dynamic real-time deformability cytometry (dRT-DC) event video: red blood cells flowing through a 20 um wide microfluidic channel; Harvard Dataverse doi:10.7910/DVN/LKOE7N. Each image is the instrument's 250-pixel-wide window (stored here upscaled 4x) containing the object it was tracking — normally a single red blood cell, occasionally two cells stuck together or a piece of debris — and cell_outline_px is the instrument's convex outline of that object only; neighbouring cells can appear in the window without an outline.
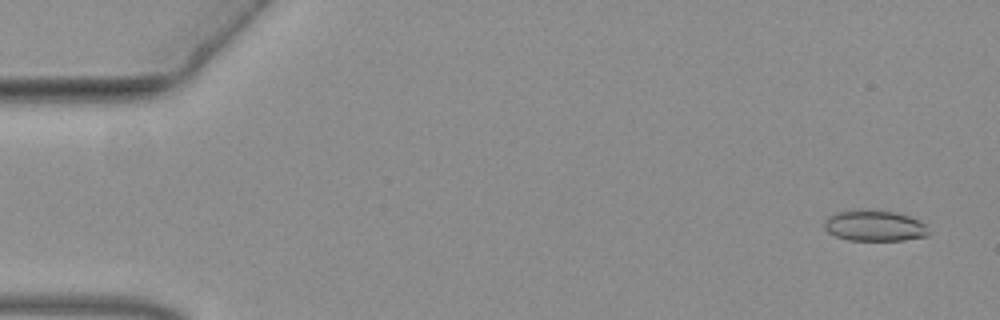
{"species": "common noctule bat (a hibernating species)", "species_latin": "Nyctalus noctula", "temperature_condition": "warm", "stored_images_in_passage": 55, "camera_frame_rate_fps": 3000, "um_per_image_px": 0.085, "animal": {"sex": "female", "body_mass_g": 19.3, "forearm_length_mm": 54.1}, "frame": {"image": 1, "passage_image": 3, "time_ms": 0.667, "image_size_px": [1000, 320], "cell_outline_px": [[928, 236], [904, 240], [848, 240], [836, 236], [828, 232], [824, 228], [824, 220], [828, 216], [836, 212], [864, 208], [868, 208], [896, 212], [920, 220], [924, 224], [928, 232]], "centroid_in_image_um": [74.3, 19.16], "position_along_channel_um": 10.7, "area_um2": 19.07}}
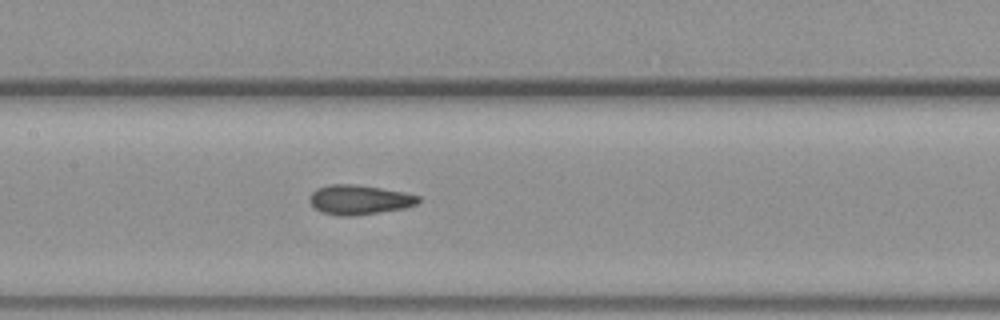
{"frame": {"image": 2, "passage_image": 27, "time_ms": 8.667, "image_size_px": [1000, 320], "cell_outline_px": [[420, 200], [416, 204], [404, 208], [356, 216], [336, 216], [320, 212], [308, 200], [308, 196], [316, 188], [328, 184], [356, 184], [404, 192], [420, 196]], "centroid_in_image_um": [30.49, 16.98], "position_along_channel_um": 176.9, "area_um2": 18.96}}
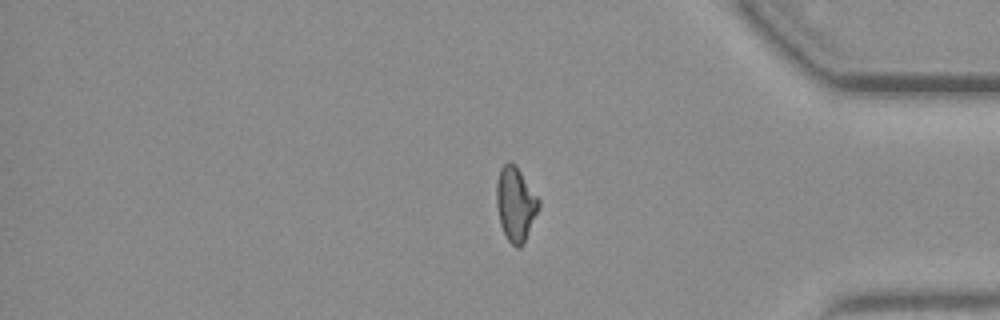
{"frame": {"image": 3, "passage_image": 46, "time_ms": 15.0, "image_size_px": [1000, 320], "cell_outline_px": [[540, 204], [524, 244], [520, 248], [516, 248], [508, 240], [500, 224], [496, 204], [496, 180], [500, 168], [508, 160], [516, 164], [540, 200]], "centroid_in_image_um": [43.81, 17.31], "position_along_channel_um": 391.4, "area_um2": 18.44}}